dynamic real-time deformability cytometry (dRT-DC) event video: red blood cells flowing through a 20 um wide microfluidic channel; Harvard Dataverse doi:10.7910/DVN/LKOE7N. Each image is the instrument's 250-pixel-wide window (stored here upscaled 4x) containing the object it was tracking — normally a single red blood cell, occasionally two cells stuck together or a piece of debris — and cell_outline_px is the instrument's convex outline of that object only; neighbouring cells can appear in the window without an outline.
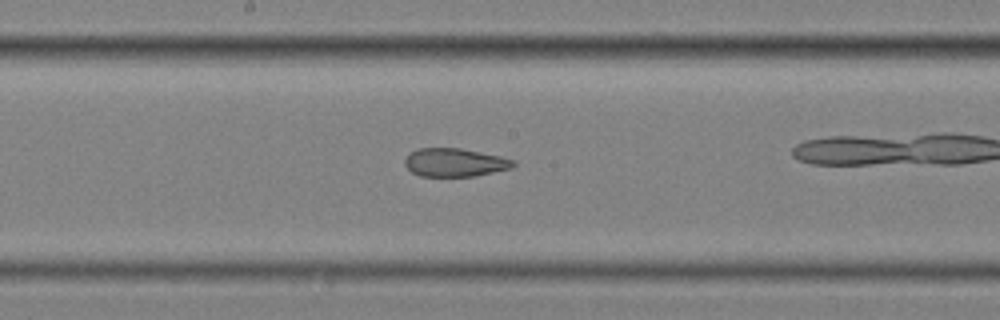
{"species": "common noctule bat (a hibernating species)", "species_latin": "Nyctalus noctula", "temperature_condition": "cold", "stored_images_in_passage": 37, "camera_frame_rate_fps": 3000, "um_per_image_px": 0.085, "animal": {"sex": "female", "body_mass_g": 25.1}, "frame": {"image": 1, "passage_image": 22, "time_ms": 7.0, "image_size_px": [1000, 320], "cell_outline_px": [[516, 164], [512, 168], [476, 176], [420, 176], [412, 172], [404, 164], [404, 160], [416, 148], [460, 148], [500, 156], [516, 160]], "centroid_in_image_um": [38.68, 13.81], "position_along_channel_um": 209.5, "area_um2": 17.92}}
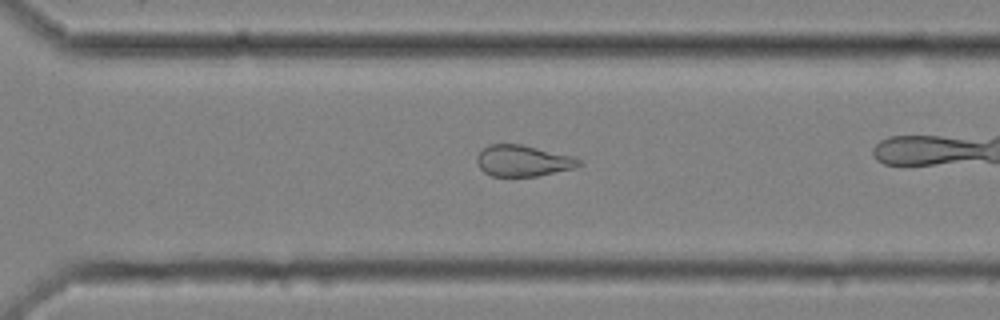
{"frame": {"image": 2, "passage_image": 32, "time_ms": 10.333, "image_size_px": [1000, 320], "cell_outline_px": [[584, 164], [576, 168], [536, 176], [492, 176], [484, 172], [480, 168], [476, 160], [476, 156], [488, 144], [520, 144], [572, 156], [584, 160]], "centroid_in_image_um": [44.49, 13.67], "position_along_channel_um": 326.1, "area_um2": 18.61}}